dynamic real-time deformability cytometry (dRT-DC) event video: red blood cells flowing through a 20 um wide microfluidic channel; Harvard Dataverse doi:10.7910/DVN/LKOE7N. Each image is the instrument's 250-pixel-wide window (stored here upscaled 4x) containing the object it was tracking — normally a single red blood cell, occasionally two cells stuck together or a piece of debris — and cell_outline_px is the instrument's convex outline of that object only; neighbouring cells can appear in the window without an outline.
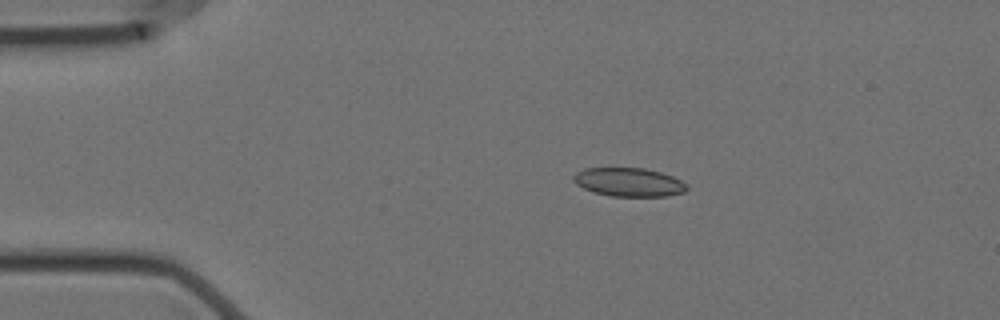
{"species": "Egyptian fruit bat (a non-hibernating species)", "species_latin": "Rousettus aegyptiacus", "temperature_condition": "cold", "stored_images_in_passage": 47, "camera_frame_rate_fps": 3000, "um_per_image_px": 0.085, "animal": {"sex": "female"}, "frame": {"image": 1, "passage_image": 1, "time_ms": 0.0, "image_size_px": [1000, 320], "cell_outline_px": [[688, 188], [684, 192], [668, 196], [612, 196], [592, 192], [576, 184], [572, 180], [572, 176], [576, 172], [584, 168], [644, 168], [660, 172], [672, 176], [688, 184]], "centroid_in_image_um": [53.44, 15.48], "position_along_channel_um": 31.6, "area_um2": 19.02}}
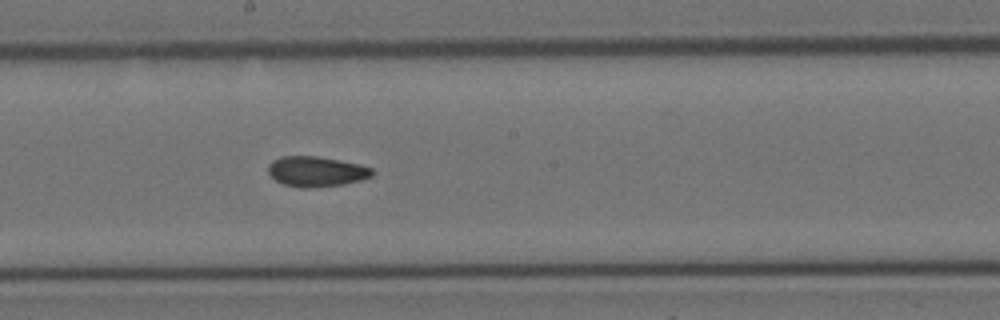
{"frame": {"image": 2, "passage_image": 21, "time_ms": 6.667, "image_size_px": [1000, 320], "cell_outline_px": [[376, 172], [372, 176], [360, 180], [344, 184], [312, 188], [300, 188], [284, 184], [276, 180], [268, 172], [268, 164], [272, 160], [280, 156], [316, 156], [340, 160], [360, 164], [372, 168]], "centroid_in_image_um": [26.9, 14.57], "position_along_channel_um": 221.3, "area_um2": 18.5}}
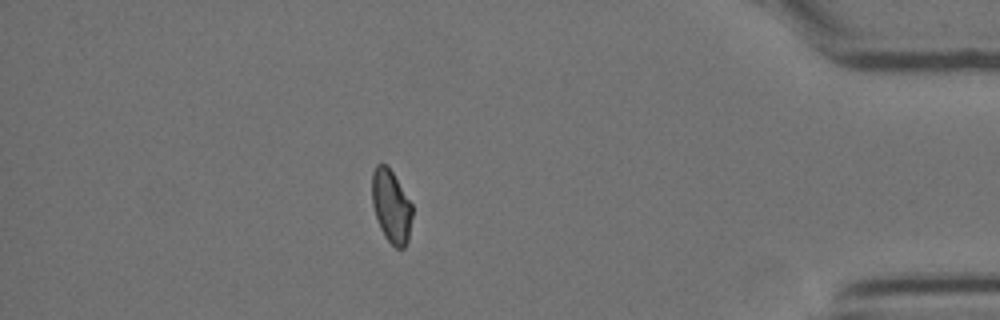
{"frame": {"image": 3, "passage_image": 40, "time_ms": 13.0, "image_size_px": [1000, 320], "cell_outline_px": [[412, 216], [408, 240], [404, 248], [396, 248], [384, 236], [380, 228], [372, 204], [372, 172], [376, 164], [388, 164], [412, 204]], "centroid_in_image_um": [33.25, 17.51], "position_along_channel_um": 402.0, "area_um2": 17.17}, "authors_computed_cell_mechanics": {"area_um2": 18.2648, "velocity_mm_per_s": 3.5241, "shape_relaxation_time_tau1_ms": null, "shape_relaxation_time_tau2_ms": 3.9512, "deformation_change_tau1": null, "deformation_change_tau2": 0.0779}}